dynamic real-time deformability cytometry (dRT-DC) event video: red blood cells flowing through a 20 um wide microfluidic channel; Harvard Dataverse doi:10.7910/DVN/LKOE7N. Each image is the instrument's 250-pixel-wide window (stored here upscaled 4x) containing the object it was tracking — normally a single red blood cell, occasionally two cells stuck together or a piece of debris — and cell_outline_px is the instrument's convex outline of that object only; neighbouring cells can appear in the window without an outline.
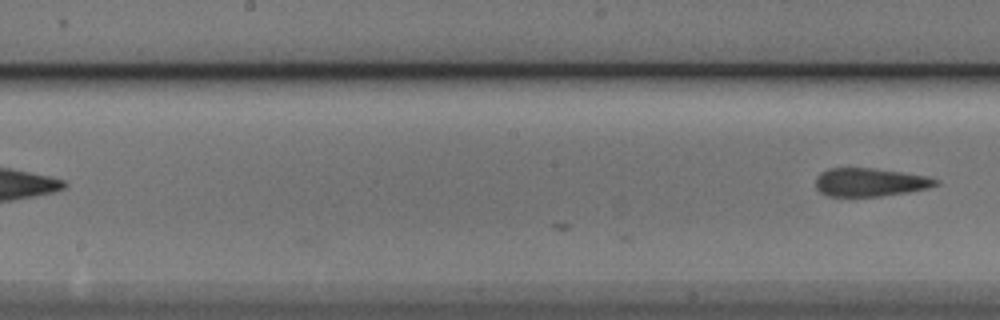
{"species": "Egyptian fruit bat (a non-hibernating species)", "species_latin": "Rousettus aegyptiacus", "temperature_condition": "cold", "stored_images_in_passage": 14, "camera_frame_rate_fps": 3000, "um_per_image_px": 0.085, "animal": {"sex": "male"}, "frame": {"image": 1, "passage_image": 14, "time_ms": 4.333, "image_size_px": [1000, 320], "cell_outline_px": [[940, 184], [928, 188], [908, 192], [880, 196], [828, 196], [820, 192], [816, 188], [816, 176], [820, 172], [828, 168], [872, 168], [900, 172], [924, 176], [940, 180]], "centroid_in_image_um": [73.92, 15.49], "position_along_channel_um": 174.3, "area_um2": 19.77}}